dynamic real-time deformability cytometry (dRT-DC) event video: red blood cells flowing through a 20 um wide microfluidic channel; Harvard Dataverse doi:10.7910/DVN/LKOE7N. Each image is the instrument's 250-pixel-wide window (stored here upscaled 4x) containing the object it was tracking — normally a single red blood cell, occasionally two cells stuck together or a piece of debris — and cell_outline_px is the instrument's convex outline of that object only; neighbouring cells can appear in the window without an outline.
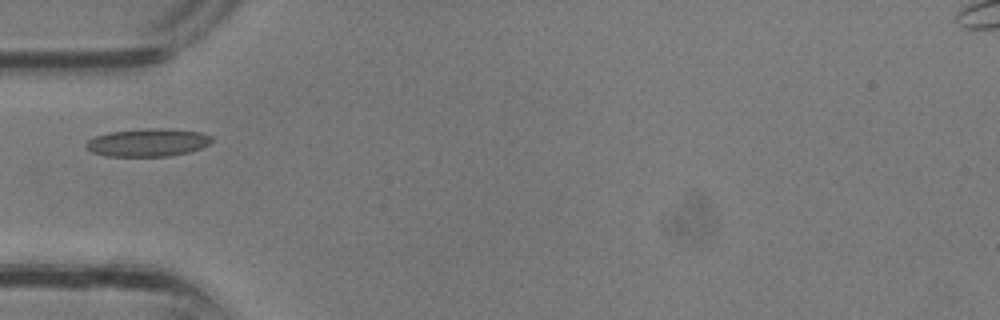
{"species": "common noctule bat (a hibernating species)", "species_latin": "Nyctalus noctula", "temperature_condition": "room temperature", "stored_images_in_passage": 21, "camera_frame_rate_fps": 3000, "um_per_image_px": 0.085, "animal": {"sex": "male", "body_mass_g": 13.3}, "frame": {"image": 1, "passage_image": 1, "time_ms": 0.0, "image_size_px": [1000, 320], "cell_outline_px": [[212, 140], [208, 144], [200, 148], [188, 152], [168, 156], [108, 156], [92, 152], [84, 144], [88, 140], [96, 136], [108, 132], [148, 128], [168, 128], [200, 132], [212, 136]], "centroid_in_image_um": [12.56, 12.1], "position_along_channel_um": 72.4, "area_um2": 20.35}}
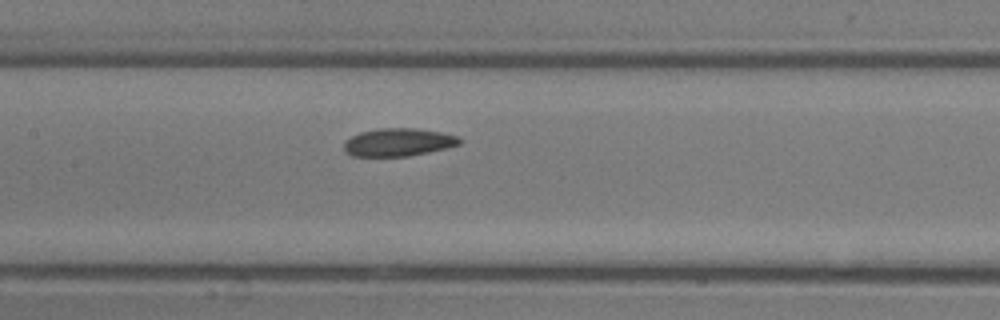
{"frame": {"image": 2, "passage_image": 6, "time_ms": 1.667, "image_size_px": [1000, 320], "cell_outline_px": [[464, 140], [460, 144], [448, 148], [408, 156], [352, 156], [344, 152], [344, 144], [352, 136], [360, 132], [380, 128], [416, 128], [440, 132], [460, 136]], "centroid_in_image_um": [33.91, 12.09], "position_along_channel_um": 173.5, "area_um2": 18.9}}
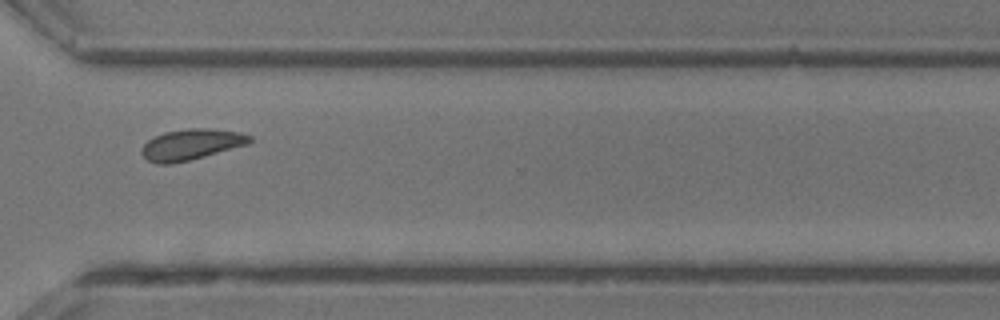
{"frame": {"image": 3, "passage_image": 15, "time_ms": 4.667, "image_size_px": [1000, 320], "cell_outline_px": [[252, 140], [248, 144], [204, 156], [172, 164], [156, 164], [148, 160], [140, 152], [140, 148], [148, 140], [164, 132], [188, 128], [208, 128], [240, 132], [252, 136]], "centroid_in_image_um": [16.24, 12.27], "position_along_channel_um": 354.4, "area_um2": 19.36}}